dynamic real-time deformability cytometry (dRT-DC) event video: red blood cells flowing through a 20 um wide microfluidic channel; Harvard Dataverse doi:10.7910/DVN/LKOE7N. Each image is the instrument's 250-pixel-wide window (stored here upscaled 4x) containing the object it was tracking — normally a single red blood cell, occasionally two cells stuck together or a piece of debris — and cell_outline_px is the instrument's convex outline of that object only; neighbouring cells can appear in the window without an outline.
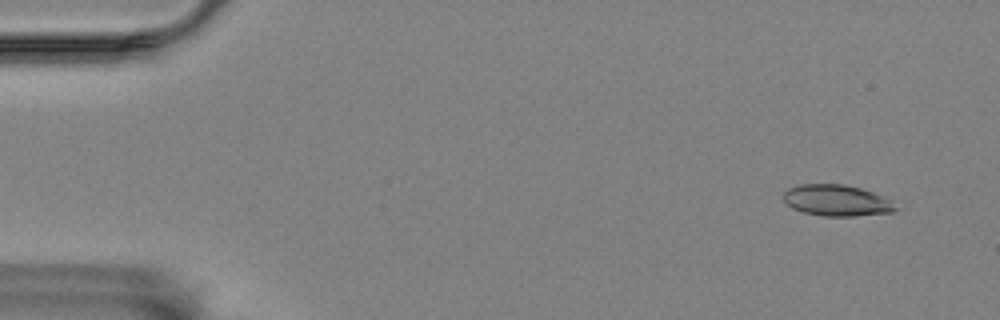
{"species": "Egyptian fruit bat (a non-hibernating species)", "species_latin": "Rousettus aegyptiacus", "temperature_condition": "room temperature", "stored_images_in_passage": 8, "camera_frame_rate_fps": 3000, "um_per_image_px": 0.085, "animal": {"sex": "female"}, "frame": {"image": 1, "passage_image": 1, "time_ms": 0.0, "image_size_px": [1000, 320], "cell_outline_px": [[896, 208], [892, 212], [856, 216], [824, 216], [804, 212], [792, 208], [780, 196], [788, 188], [796, 184], [844, 184], [860, 188], [884, 196]], "centroid_in_image_um": [71.05, 17.02], "position_along_channel_um": 14.0, "area_um2": 20.35}}
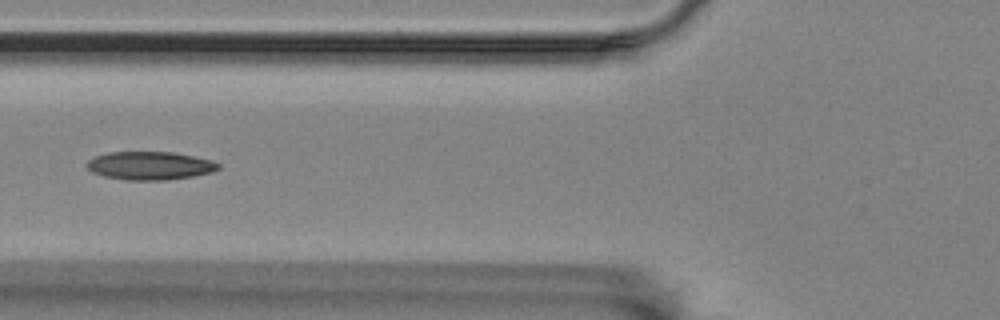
{"frame": {"image": 2, "passage_image": 6, "time_ms": 6.0, "image_size_px": [1000, 320], "cell_outline_px": [[220, 168], [212, 172], [192, 176], [168, 180], [128, 180], [104, 176], [92, 172], [88, 168], [88, 160], [96, 156], [108, 152], [172, 152], [212, 160], [220, 164]], "centroid_in_image_um": [12.76, 14.08], "position_along_channel_um": 113.0, "area_um2": 21.5}}
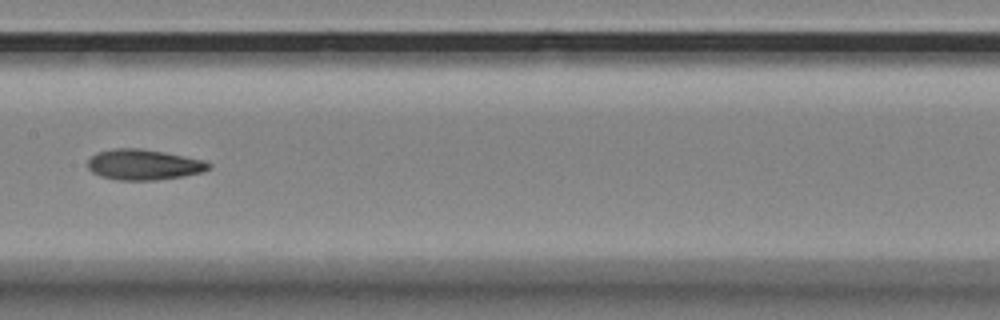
{"frame": {"image": 3, "passage_image": 8, "time_ms": 8.333, "image_size_px": [1000, 320], "cell_outline_px": [[212, 164], [208, 168], [200, 172], [184, 176], [156, 180], [120, 180], [100, 176], [92, 172], [88, 168], [88, 160], [96, 152], [112, 148], [140, 148], [164, 152], [204, 160]], "centroid_in_image_um": [12.18, 13.99], "position_along_channel_um": 195.2, "area_um2": 21.5}}